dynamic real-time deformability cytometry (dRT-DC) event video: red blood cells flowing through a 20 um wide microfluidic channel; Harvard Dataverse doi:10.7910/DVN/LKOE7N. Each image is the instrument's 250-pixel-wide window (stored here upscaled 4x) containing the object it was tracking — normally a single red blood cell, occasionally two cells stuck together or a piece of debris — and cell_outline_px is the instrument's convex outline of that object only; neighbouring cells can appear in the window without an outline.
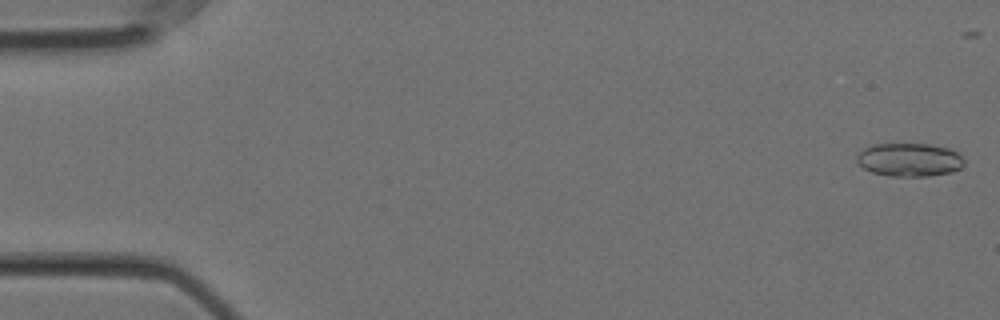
{"species": "Egyptian fruit bat (a non-hibernating species)", "species_latin": "Rousettus aegyptiacus", "temperature_condition": "cold", "stored_images_in_passage": 46, "camera_frame_rate_fps": 3000, "um_per_image_px": 0.085, "animal": {"sex": "female"}, "frame": {"image": 1, "passage_image": 2, "time_ms": 0.333, "image_size_px": [1000, 320], "cell_outline_px": [[964, 164], [960, 168], [952, 172], [928, 176], [892, 176], [872, 172], [864, 168], [856, 160], [856, 156], [864, 148], [872, 144], [928, 144], [952, 148], [960, 152], [964, 156]], "centroid_in_image_um": [77.36, 13.57], "position_along_channel_um": 7.6, "area_um2": 21.1}}
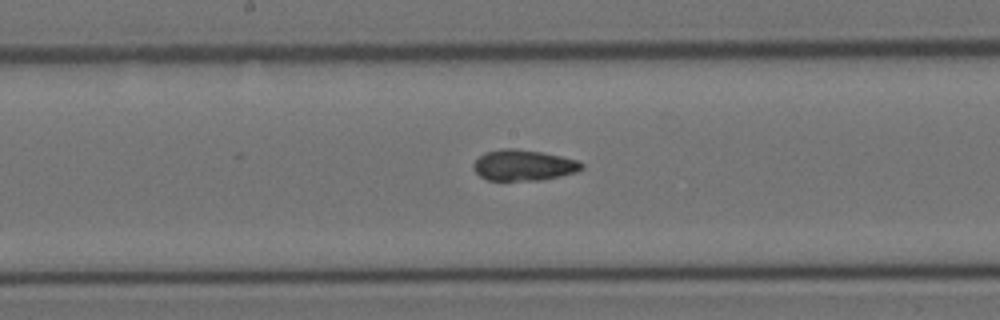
{"frame": {"image": 2, "passage_image": 30, "time_ms": 9.667, "image_size_px": [1000, 320], "cell_outline_px": [[584, 168], [576, 172], [560, 176], [540, 180], [488, 180], [480, 176], [472, 168], [472, 164], [484, 152], [500, 148], [516, 148], [540, 152], [560, 156], [576, 160], [584, 164]], "centroid_in_image_um": [44.47, 14.04], "position_along_channel_um": 203.7, "area_um2": 19.48}}
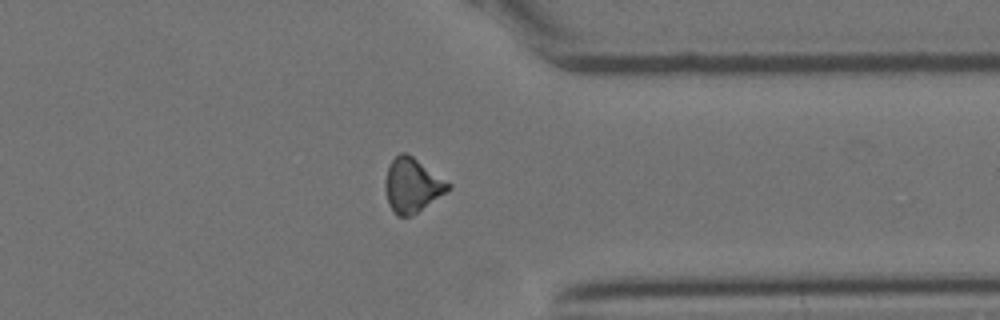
{"frame": {"image": 3, "passage_image": 45, "time_ms": 14.667, "image_size_px": [1000, 320], "cell_outline_px": [[452, 188], [448, 192], [416, 212], [408, 216], [396, 216], [388, 204], [384, 188], [384, 180], [388, 168], [392, 160], [400, 152], [408, 152], [452, 184]], "centroid_in_image_um": [35.04, 15.73], "position_along_channel_um": 376.4, "area_um2": 20.11}}